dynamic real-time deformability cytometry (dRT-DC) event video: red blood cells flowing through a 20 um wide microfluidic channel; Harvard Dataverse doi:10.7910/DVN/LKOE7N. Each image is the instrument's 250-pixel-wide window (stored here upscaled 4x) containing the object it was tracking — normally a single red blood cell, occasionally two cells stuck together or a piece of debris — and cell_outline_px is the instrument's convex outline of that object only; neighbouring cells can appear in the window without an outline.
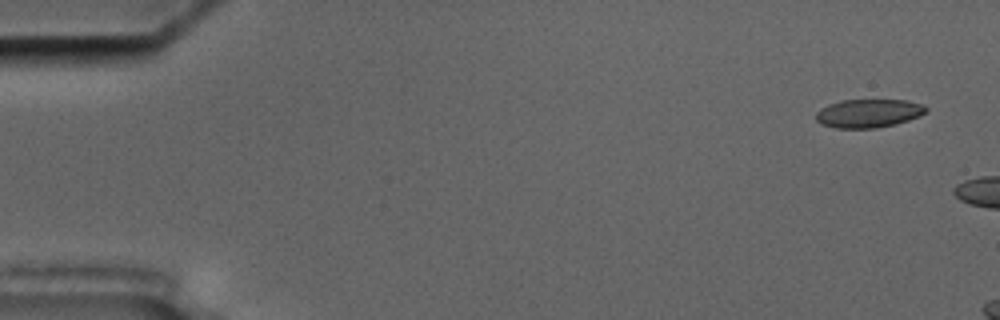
{"species": "common noctule bat (a hibernating species)", "species_latin": "Nyctalus noctula", "temperature_condition": "cold", "stored_images_in_passage": 2, "camera_frame_rate_fps": 3000, "um_per_image_px": 0.085, "animal": {"sex": "male", "body_mass_g": 17.5, "forearm_length_mm": 52.3}, "frame": {"image": 1, "passage_image": 2, "time_ms": 1.333, "image_size_px": [1000, 320], "cell_outline_px": [[928, 112], [920, 116], [896, 124], [876, 128], [836, 128], [820, 124], [816, 120], [816, 112], [820, 108], [828, 104], [840, 100], [908, 100], [924, 104], [928, 108]], "centroid_in_image_um": [73.84, 9.63], "position_along_channel_um": 11.2, "area_um2": 18.55}}